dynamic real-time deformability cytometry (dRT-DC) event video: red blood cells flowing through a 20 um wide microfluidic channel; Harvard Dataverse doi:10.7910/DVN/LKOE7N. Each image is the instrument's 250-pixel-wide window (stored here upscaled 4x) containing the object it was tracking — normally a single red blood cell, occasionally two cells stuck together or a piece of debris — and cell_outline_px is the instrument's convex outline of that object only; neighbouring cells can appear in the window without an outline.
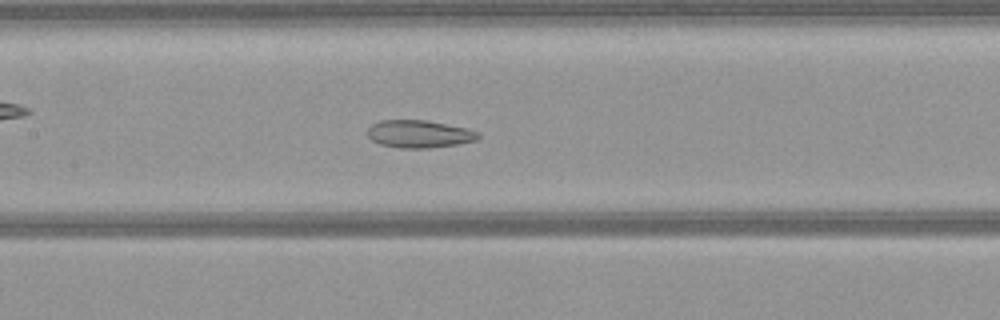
{"species": "common noctule bat (a hibernating species)", "species_latin": "Nyctalus noctula", "temperature_condition": "warm", "stored_images_in_passage": 47, "camera_frame_rate_fps": 3000, "um_per_image_px": 0.085, "animal": {"sex": "female", "body_mass_g": 21.9}, "frame": {"image": 1, "passage_image": 19, "time_ms": 6.0, "image_size_px": [1000, 320], "cell_outline_px": [[480, 136], [476, 140], [460, 144], [428, 148], [400, 148], [380, 144], [372, 140], [368, 136], [368, 128], [372, 124], [380, 120], [428, 120], [468, 128], [480, 132]], "centroid_in_image_um": [35.67, 11.38], "position_along_channel_um": 171.7, "area_um2": 17.98}}
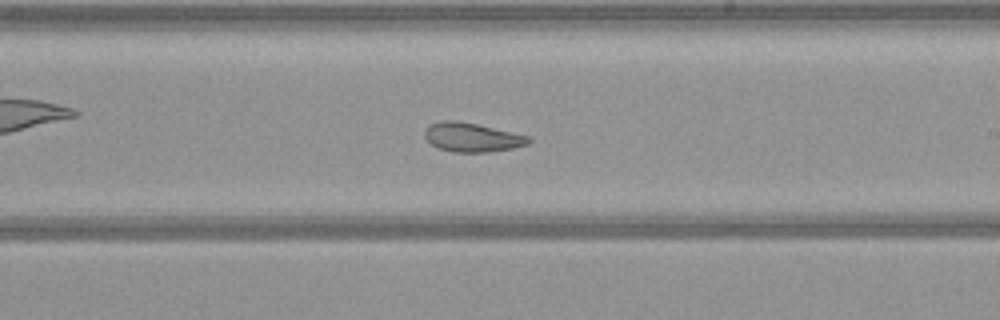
{"frame": {"image": 2, "passage_image": 25, "time_ms": 8.0, "image_size_px": [1000, 320], "cell_outline_px": [[532, 140], [528, 144], [512, 148], [488, 152], [456, 152], [440, 148], [432, 144], [424, 136], [424, 132], [428, 124], [440, 120], [456, 120], [476, 124], [532, 136]], "centroid_in_image_um": [40.14, 11.66], "position_along_channel_um": 248.9, "area_um2": 17.63}}
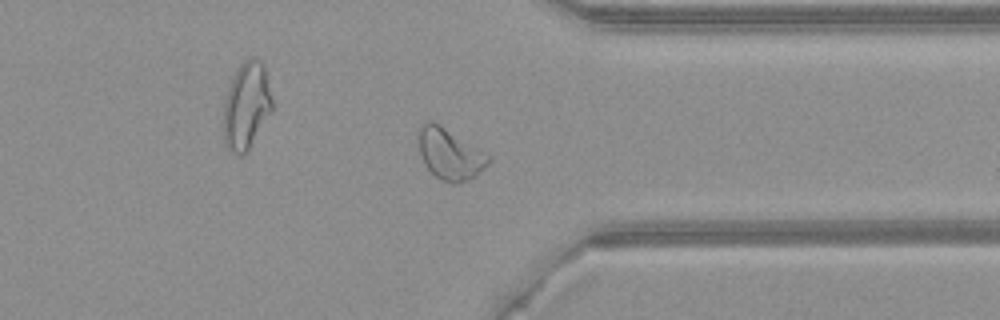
{"frame": {"image": 3, "passage_image": 35, "time_ms": 11.333, "image_size_px": [1000, 320], "cell_outline_px": [[492, 160], [484, 168], [468, 180], [456, 184], [452, 184], [436, 176], [424, 164], [420, 152], [416, 136], [416, 132], [420, 124], [424, 120], [432, 120], [492, 156]], "centroid_in_image_um": [38.2, 13.05], "position_along_channel_um": 373.2, "area_um2": 20.98}}